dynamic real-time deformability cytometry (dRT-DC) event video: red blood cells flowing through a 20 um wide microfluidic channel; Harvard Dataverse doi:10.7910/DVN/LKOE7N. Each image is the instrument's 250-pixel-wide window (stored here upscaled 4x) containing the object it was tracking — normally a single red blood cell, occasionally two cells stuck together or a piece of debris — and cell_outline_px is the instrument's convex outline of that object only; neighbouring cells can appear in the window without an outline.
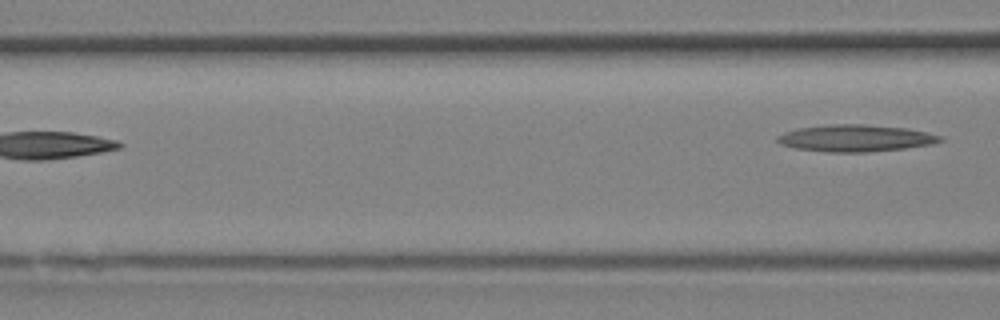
{"species": "Egyptian fruit bat (a non-hibernating species)", "species_latin": "Rousettus aegyptiacus", "temperature_condition": "room temperature", "stored_images_in_passage": 7, "segment_of_instrument_passage": [2, 2], "camera_frame_rate_fps": 3000, "um_per_image_px": 0.085, "animal": {"sex": "female"}, "frame": {"image": 1, "passage_image": 7, "time_ms": 2.0, "image_size_px": [1000, 320], "cell_outline_px": [[944, 140], [932, 144], [904, 148], [868, 152], [828, 152], [796, 148], [780, 144], [776, 140], [776, 136], [784, 132], [796, 128], [828, 124], [864, 124], [904, 128], [924, 132], [940, 136]], "centroid_in_image_um": [72.66, 11.74], "position_along_channel_um": 93.9, "area_um2": 25.37}}